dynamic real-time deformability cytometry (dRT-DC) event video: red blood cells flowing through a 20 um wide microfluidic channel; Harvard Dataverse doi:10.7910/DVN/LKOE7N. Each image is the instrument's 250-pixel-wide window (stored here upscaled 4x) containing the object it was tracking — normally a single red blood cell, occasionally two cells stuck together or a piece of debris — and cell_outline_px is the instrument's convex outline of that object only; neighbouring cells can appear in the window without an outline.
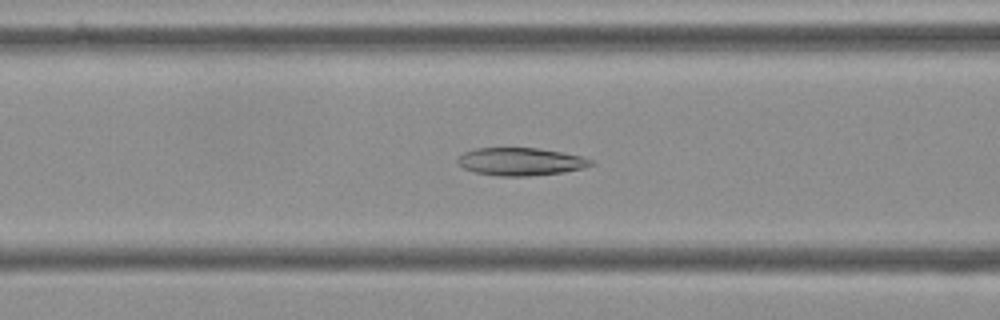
{"species": "Egyptian fruit bat (a non-hibernating species)", "species_latin": "Rousettus aegyptiacus", "temperature_condition": "cold", "stored_images_in_passage": 56, "camera_frame_rate_fps": 3000, "um_per_image_px": 0.085, "frame": {"image": 1, "passage_image": 22, "time_ms": 7.0, "image_size_px": [1000, 320], "cell_outline_px": [[596, 164], [584, 168], [564, 172], [528, 176], [500, 176], [476, 172], [464, 168], [456, 160], [464, 152], [476, 148], [536, 148], [560, 152], [580, 156], [592, 160]], "centroid_in_image_um": [44.28, 13.74], "position_along_channel_um": 122.3, "area_um2": 21.39}}
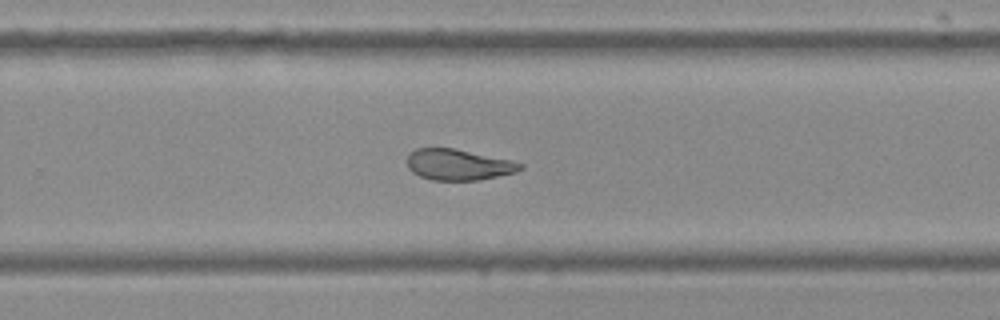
{"frame": {"image": 2, "passage_image": 36, "time_ms": 11.667, "image_size_px": [1000, 320], "cell_outline_px": [[524, 168], [516, 172], [476, 180], [432, 180], [420, 176], [412, 172], [408, 168], [408, 156], [416, 148], [456, 148], [508, 160], [524, 164]], "centroid_in_image_um": [38.95, 13.99], "position_along_channel_um": 290.9, "area_um2": 20.17}}
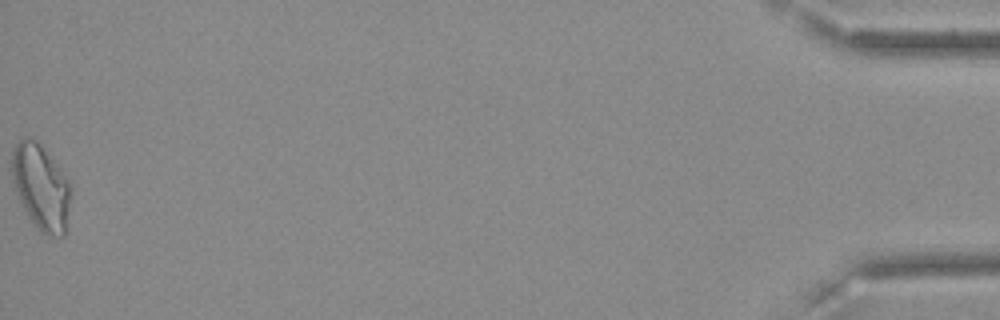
{"frame": {"image": 3, "passage_image": 56, "time_ms": 18.333, "image_size_px": [1000, 320], "cell_outline_px": [[68, 208], [64, 236], [48, 236], [40, 232], [28, 216], [16, 192], [12, 176], [12, 148], [24, 136], [32, 136], [36, 140], [60, 168], [68, 180]], "centroid_in_image_um": [3.44, 15.87], "position_along_channel_um": 431.8, "area_um2": 28.73}, "authors_computed_cell_mechanics": {"area_um2": 23.0622, "velocity_mm_per_s": 3.6153, "shape_relaxation_time_tau1_ms": null, "shape_relaxation_time_tau2_ms": 3.2463, "deformation_change_tau1": null, "deformation_change_tau2": 0.0925}}